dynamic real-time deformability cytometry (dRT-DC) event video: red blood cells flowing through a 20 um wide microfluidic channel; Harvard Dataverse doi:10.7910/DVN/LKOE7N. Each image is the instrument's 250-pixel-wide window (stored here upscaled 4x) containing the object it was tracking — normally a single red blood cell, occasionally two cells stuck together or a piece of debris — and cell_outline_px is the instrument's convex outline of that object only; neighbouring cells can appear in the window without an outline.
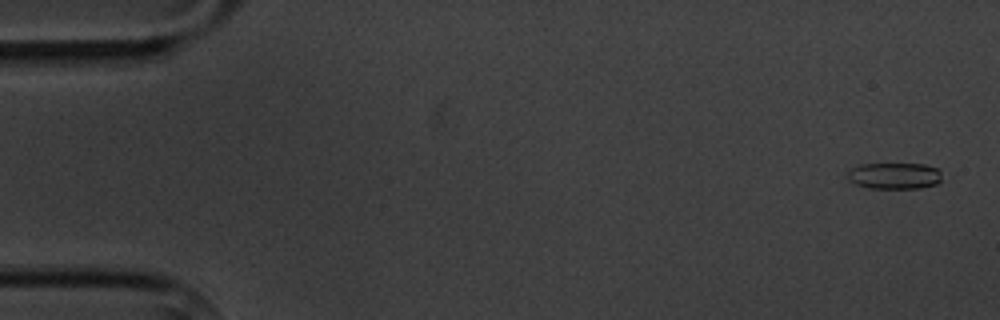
{"species": "common noctule bat (a hibernating species)", "species_latin": "Nyctalus noctula", "temperature_condition": "cold", "stored_images_in_passage": 5, "camera_frame_rate_fps": 3000, "um_per_image_px": 0.085, "animal": {"sex": "male", "body_mass_g": 20.1, "forearm_length_mm": 53.5}, "frame": {"image": 1, "passage_image": 1, "time_ms": 0.0, "image_size_px": [1000, 320], "cell_outline_px": [[940, 180], [936, 184], [920, 188], [868, 188], [856, 184], [848, 180], [848, 172], [852, 168], [860, 164], [924, 164], [940, 168]], "centroid_in_image_um": [76.03, 14.94], "position_along_channel_um": 9.0, "area_um2": 14.51}}
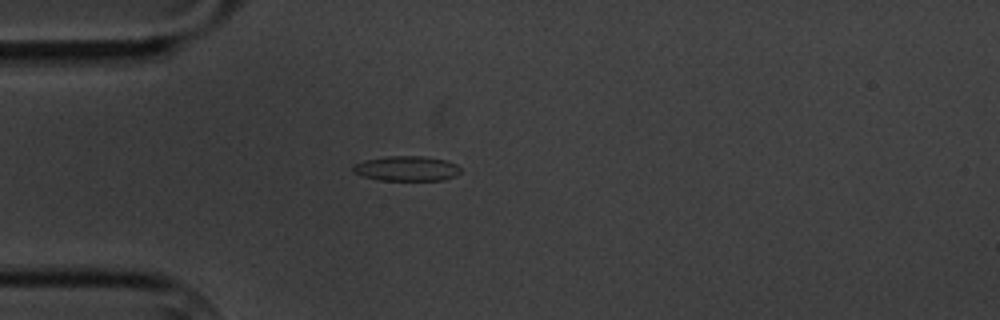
{"frame": {"image": 2, "passage_image": 5, "time_ms": 4.667, "image_size_px": [1000, 320], "cell_outline_px": [[460, 172], [456, 176], [444, 180], [380, 180], [364, 176], [352, 172], [352, 164], [364, 160], [384, 156], [420, 156], [444, 160], [456, 164], [460, 168]], "centroid_in_image_um": [34.53, 14.32], "position_along_channel_um": 50.5, "area_um2": 15.66}}